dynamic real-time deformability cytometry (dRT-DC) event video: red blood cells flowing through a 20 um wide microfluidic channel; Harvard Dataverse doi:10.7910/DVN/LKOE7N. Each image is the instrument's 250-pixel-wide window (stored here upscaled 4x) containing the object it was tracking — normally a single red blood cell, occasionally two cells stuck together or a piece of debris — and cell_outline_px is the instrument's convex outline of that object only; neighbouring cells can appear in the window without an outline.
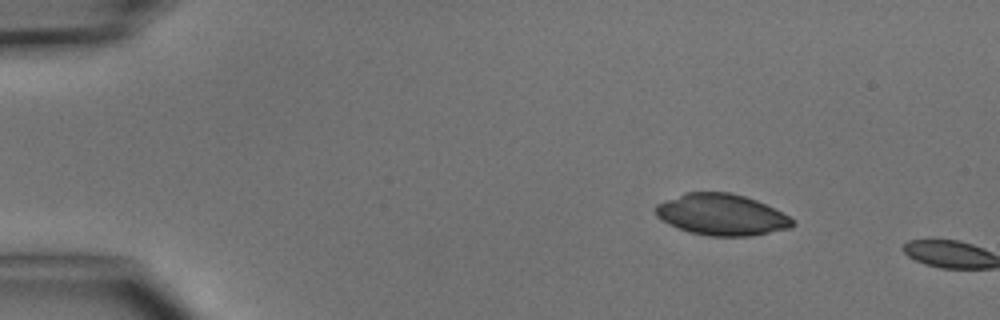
{"species": "common noctule bat (a hibernating species)", "species_latin": "Nyctalus noctula", "temperature_condition": "cold", "stored_images_in_passage": 2, "camera_frame_rate_fps": 3000, "um_per_image_px": 0.085, "animal": {"sex": "male", "body_mass_g": 15.6}, "frame": {"image": 1, "passage_image": 1, "time_ms": 0.0, "image_size_px": [1000, 320], "cell_outline_px": [[796, 224], [792, 228], [752, 236], [708, 236], [688, 232], [668, 224], [656, 216], [656, 204], [684, 192], [728, 192], [744, 196], [756, 200], [796, 220]], "centroid_in_image_um": [61.33, 18.26], "position_along_channel_um": 23.7, "area_um2": 33.06}}